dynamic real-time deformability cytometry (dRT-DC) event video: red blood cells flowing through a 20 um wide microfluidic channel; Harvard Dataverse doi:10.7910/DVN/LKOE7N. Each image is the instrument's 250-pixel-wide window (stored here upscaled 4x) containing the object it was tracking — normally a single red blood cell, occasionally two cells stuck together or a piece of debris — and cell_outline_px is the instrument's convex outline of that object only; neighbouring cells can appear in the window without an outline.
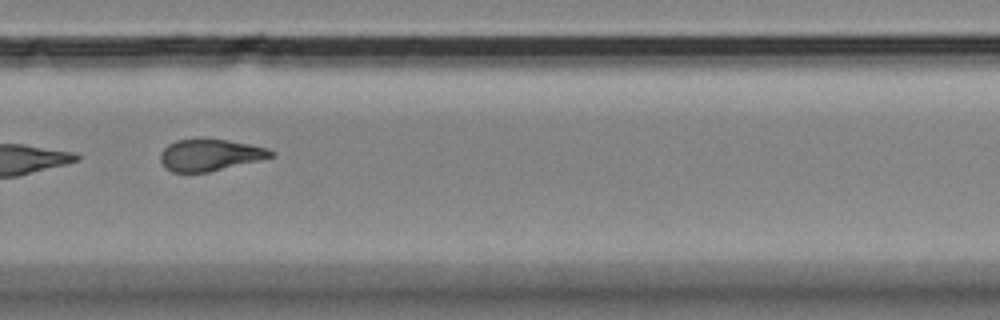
{"species": "Egyptian fruit bat (a non-hibernating species)", "species_latin": "Rousettus aegyptiacus", "temperature_condition": "room temperature", "stored_images_in_passage": 12, "camera_frame_rate_fps": 3000, "um_per_image_px": 0.085, "animal": {"sex": "female"}, "frame": {"image": 1, "passage_image": 7, "time_ms": 7.0, "image_size_px": [1000, 320], "cell_outline_px": [[276, 156], [208, 172], [172, 172], [160, 160], [160, 152], [168, 144], [176, 140], [200, 136], [204, 136], [248, 144], [268, 148], [276, 152]], "centroid_in_image_um": [17.85, 13.13], "position_along_channel_um": 312.0, "area_um2": 20.81}, "authors_computed_cell_mechanics": {"area_um2": 19.5075, "velocity_mm_per_s": 3.5469, "shape_relaxation_time_tau1_ms": null, "shape_relaxation_time_tau2_ms": 3.224, "deformation_change_tau1": null, "deformation_change_tau2": 0.1176}}